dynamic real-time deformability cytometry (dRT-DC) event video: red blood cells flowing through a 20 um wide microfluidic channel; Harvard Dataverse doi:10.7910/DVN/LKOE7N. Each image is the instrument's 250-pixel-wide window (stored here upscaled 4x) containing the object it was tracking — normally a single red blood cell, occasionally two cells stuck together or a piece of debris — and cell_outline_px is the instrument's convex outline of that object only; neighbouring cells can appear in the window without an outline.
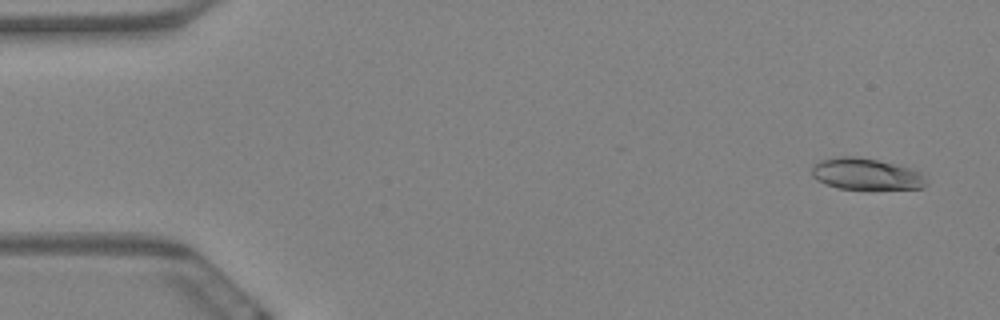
{"species": "Egyptian fruit bat (a non-hibernating species)", "species_latin": "Rousettus aegyptiacus", "temperature_condition": "warm", "stored_images_in_passage": 59, "camera_frame_rate_fps": 3000, "um_per_image_px": 0.085, "animal": {"sex": "female"}, "frame": {"image": 1, "passage_image": 3, "time_ms": 0.667, "image_size_px": [1000, 320], "cell_outline_px": [[928, 184], [924, 188], [840, 188], [816, 180], [812, 176], [812, 168], [820, 160], [844, 156], [852, 156], [876, 160], [908, 168], [920, 172], [928, 180]], "centroid_in_image_um": [73.63, 14.79], "position_along_channel_um": 11.4, "area_um2": 20.4}}
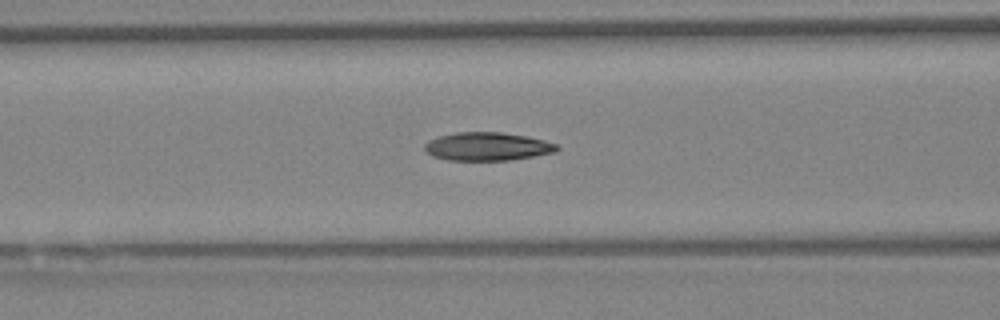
{"frame": {"image": 2, "passage_image": 24, "time_ms": 7.667, "image_size_px": [1000, 320], "cell_outline_px": [[560, 148], [556, 152], [508, 160], [448, 160], [432, 156], [424, 152], [424, 144], [428, 140], [440, 136], [456, 132], [500, 132], [524, 136], [544, 140], [556, 144]], "centroid_in_image_um": [41.38, 12.45], "position_along_channel_um": 125.2, "area_um2": 21.73}}
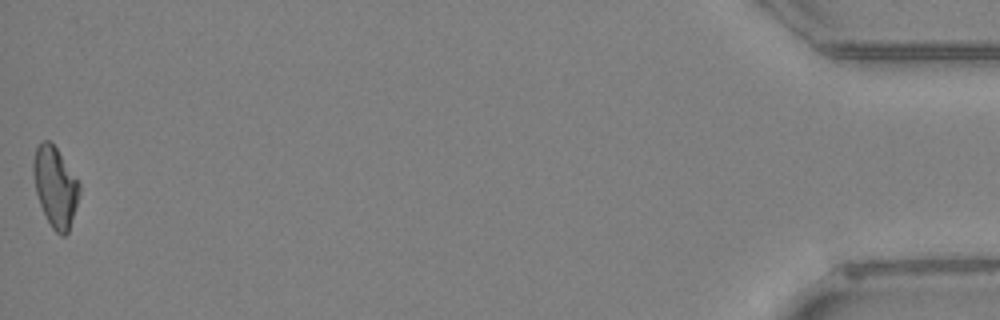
{"frame": {"image": 3, "passage_image": 59, "time_ms": 19.333, "image_size_px": [1000, 320], "cell_outline_px": [[80, 192], [68, 232], [64, 236], [60, 236], [52, 228], [40, 204], [36, 192], [32, 172], [32, 160], [36, 148], [44, 140], [48, 140], [56, 148], [80, 184]], "centroid_in_image_um": [4.68, 15.88], "position_along_channel_um": 430.5, "area_um2": 21.15}, "authors_computed_cell_mechanics": {"area_um2": 21.386, "velocity_mm_per_s": 3.4662, "shape_relaxation_time_tau1_ms": 9.1506, "shape_relaxation_time_tau2_ms": 3.2654, "deformation_change_tau1": 0.1997, "deformation_change_tau2": 0.0941}}